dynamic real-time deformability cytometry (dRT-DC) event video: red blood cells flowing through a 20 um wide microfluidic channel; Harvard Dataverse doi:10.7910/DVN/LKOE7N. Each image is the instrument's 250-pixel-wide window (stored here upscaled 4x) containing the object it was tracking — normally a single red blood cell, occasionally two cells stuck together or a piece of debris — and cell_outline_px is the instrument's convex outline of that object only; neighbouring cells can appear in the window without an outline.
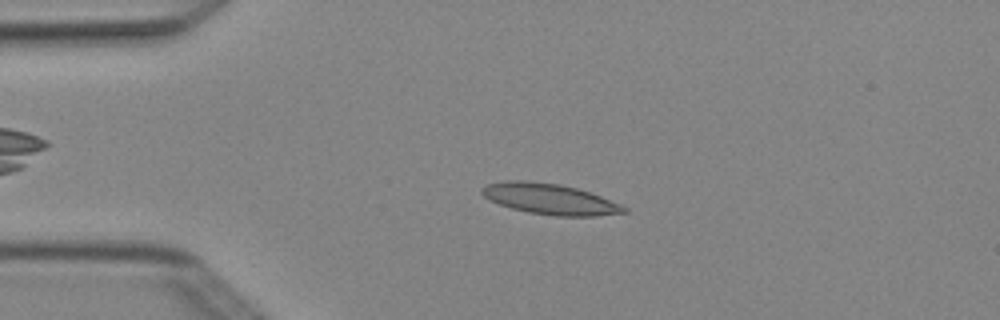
{"species": "Egyptian fruit bat (a non-hibernating species)", "species_latin": "Rousettus aegyptiacus", "temperature_condition": "cold", "stored_images_in_passage": 7, "camera_frame_rate_fps": 3000, "um_per_image_px": 0.085, "animal": {"sex": "female"}, "frame": {"image": 1, "passage_image": 3, "time_ms": 0.667, "image_size_px": [1000, 320], "cell_outline_px": [[628, 212], [596, 216], [556, 216], [528, 212], [512, 208], [500, 204], [484, 196], [480, 192], [480, 188], [488, 184], [508, 180], [520, 180], [560, 184], [576, 188], [600, 196], [620, 204], [628, 208]], "centroid_in_image_um": [46.75, 16.92], "position_along_channel_um": 38.3, "area_um2": 25.2}}
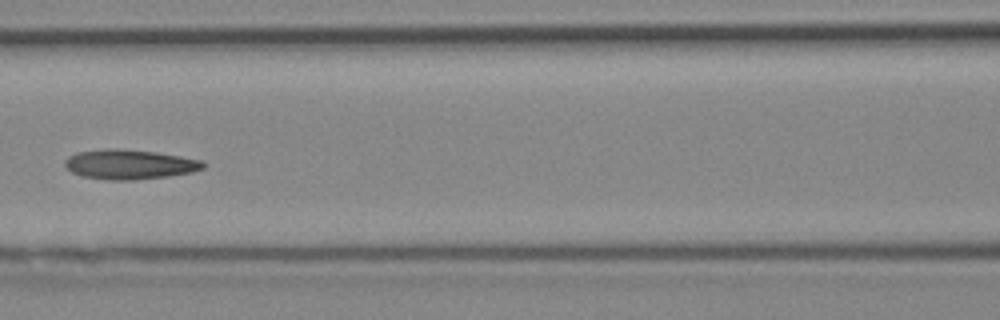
{"frame": {"image": 2, "passage_image": 6, "time_ms": 1.667, "image_size_px": [1000, 320], "cell_outline_px": [[204, 168], [192, 172], [168, 176], [132, 180], [108, 180], [84, 176], [72, 172], [64, 164], [64, 160], [68, 156], [76, 152], [112, 148], [116, 148], [156, 152], [204, 160]], "centroid_in_image_um": [11.02, 13.96], "position_along_channel_um": 155.6, "area_um2": 23.87}}
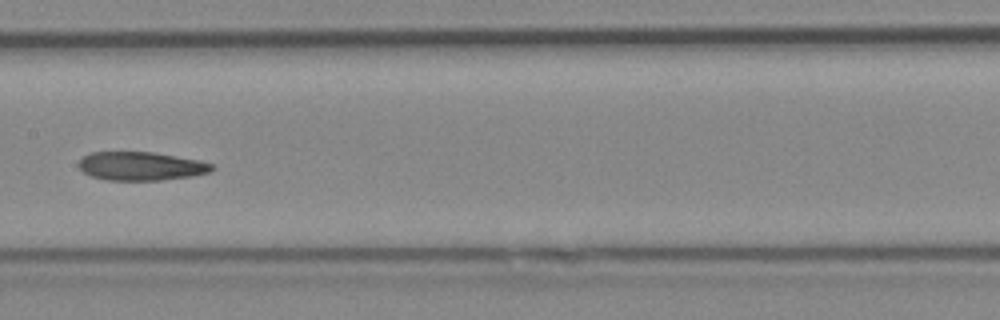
{"frame": {"image": 3, "passage_image": 7, "time_ms": 2.0, "image_size_px": [1000, 320], "cell_outline_px": [[216, 168], [208, 172], [192, 176], [160, 180], [108, 180], [92, 176], [84, 172], [76, 164], [88, 152], [152, 152], [200, 160], [212, 164]], "centroid_in_image_um": [11.97, 14.11], "position_along_channel_um": 195.4, "area_um2": 22.14}}